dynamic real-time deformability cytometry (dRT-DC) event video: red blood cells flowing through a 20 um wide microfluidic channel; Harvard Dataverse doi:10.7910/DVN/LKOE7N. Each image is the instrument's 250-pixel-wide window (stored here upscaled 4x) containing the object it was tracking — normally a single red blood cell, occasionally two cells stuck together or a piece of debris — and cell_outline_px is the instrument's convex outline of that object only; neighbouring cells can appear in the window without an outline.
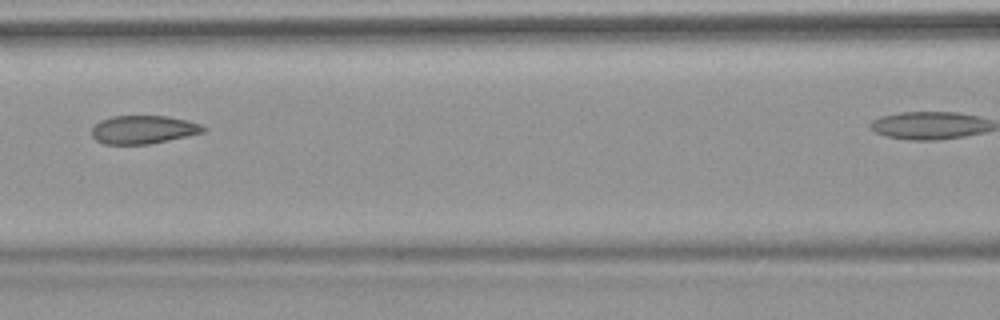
{"species": "common noctule bat (a hibernating species)", "species_latin": "Nyctalus noctula", "temperature_condition": "warm", "stored_images_in_passage": 8, "camera_frame_rate_fps": 3000, "um_per_image_px": 0.085, "animal": {"sex": "female", "body_mass_g": 18.4}, "frame": {"image": 1, "passage_image": 4, "time_ms": 4.667, "image_size_px": [1000, 320], "cell_outline_px": [[208, 128], [204, 132], [168, 140], [148, 144], [104, 144], [96, 140], [92, 136], [92, 128], [100, 120], [112, 116], [168, 116], [188, 120], [200, 124]], "centroid_in_image_um": [12.19, 11.01], "position_along_channel_um": 154.4, "area_um2": 18.38}}
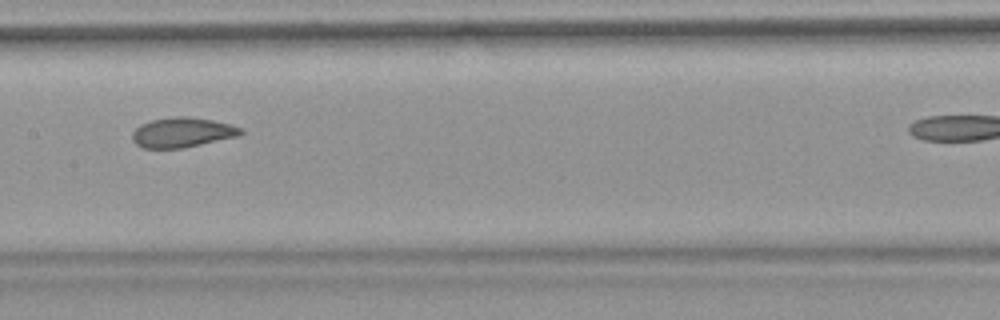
{"frame": {"image": 2, "passage_image": 5, "time_ms": 5.667, "image_size_px": [1000, 320], "cell_outline_px": [[244, 132], [240, 136], [184, 148], [144, 148], [136, 144], [132, 140], [132, 132], [140, 124], [152, 120], [176, 116], [188, 116], [212, 120], [232, 124], [240, 128]], "centroid_in_image_um": [15.51, 11.26], "position_along_channel_um": 191.9, "area_um2": 19.02}}